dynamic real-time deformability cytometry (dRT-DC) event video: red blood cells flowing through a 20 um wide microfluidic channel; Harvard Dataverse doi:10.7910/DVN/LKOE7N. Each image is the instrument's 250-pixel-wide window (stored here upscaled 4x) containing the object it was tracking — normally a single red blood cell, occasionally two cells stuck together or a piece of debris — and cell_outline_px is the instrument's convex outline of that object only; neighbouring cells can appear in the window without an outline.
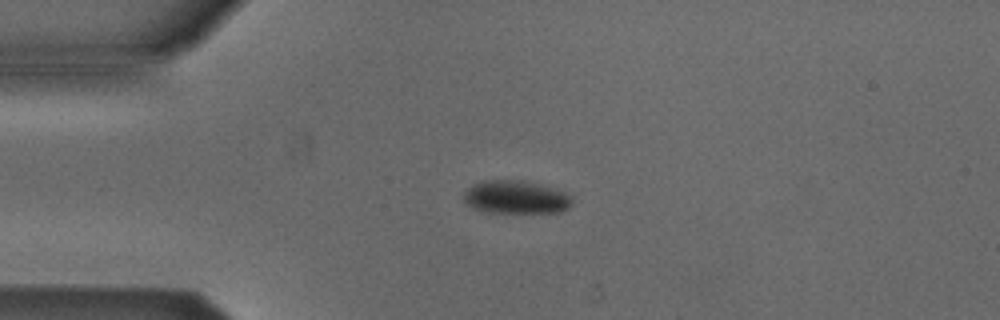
{"species": "Egyptian fruit bat (a non-hibernating species)", "species_latin": "Rousettus aegyptiacus", "temperature_condition": "cold", "stored_images_in_passage": 4, "camera_frame_rate_fps": 3000, "um_per_image_px": 0.085, "animal": {"sex": "male"}, "frame": {"image": 1, "passage_image": 3, "time_ms": 0.667, "image_size_px": [1000, 320], "cell_outline_px": [[572, 204], [568, 208], [560, 212], [484, 212], [472, 208], [464, 200], [464, 192], [472, 184], [484, 180], [520, 180], [568, 192], [572, 196]], "centroid_in_image_um": [43.85, 16.76], "position_along_channel_um": 41.2, "area_um2": 20.92}}